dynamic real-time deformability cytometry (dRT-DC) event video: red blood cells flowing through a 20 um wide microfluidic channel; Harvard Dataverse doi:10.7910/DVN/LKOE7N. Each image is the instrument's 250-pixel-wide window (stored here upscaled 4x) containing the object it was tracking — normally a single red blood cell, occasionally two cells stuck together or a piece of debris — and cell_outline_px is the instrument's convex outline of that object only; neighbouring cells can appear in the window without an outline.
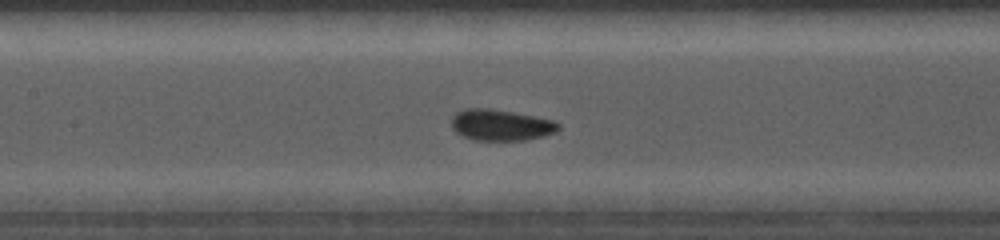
{"species": "common noctule bat (a hibernating species)", "species_latin": "Nyctalus noctula", "temperature_condition": "cold", "stored_images_in_passage": 46, "camera_frame_rate_fps": 5000, "um_per_image_px": 0.085, "animal": {"sex": "female", "body_mass_g": 19.0, "forearm_length_mm": 56.7}, "frame": {"image": 1, "passage_image": 23, "time_ms": 6.2, "image_size_px": [1000, 240], "cell_outline_px": [[560, 128], [556, 132], [544, 136], [524, 140], [476, 140], [464, 136], [456, 132], [452, 128], [452, 116], [456, 112], [464, 108], [488, 108], [512, 112], [552, 120], [560, 124]], "centroid_in_image_um": [42.56, 10.62], "position_along_channel_um": 164.8, "area_um2": 19.31}}
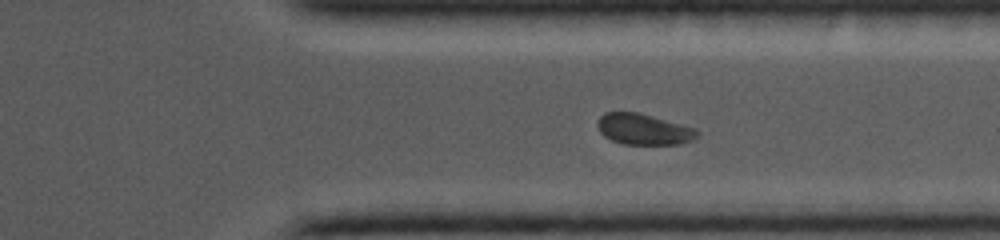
{"frame": {"image": 2, "passage_image": 35, "time_ms": 10.4, "image_size_px": [1000, 240], "cell_outline_px": [[700, 132], [692, 140], [680, 144], [624, 144], [612, 140], [604, 136], [600, 132], [596, 124], [600, 116], [604, 112], [636, 112], [652, 116], [696, 128]], "centroid_in_image_um": [54.69, 10.98], "position_along_channel_um": 356.7, "area_um2": 17.92}}
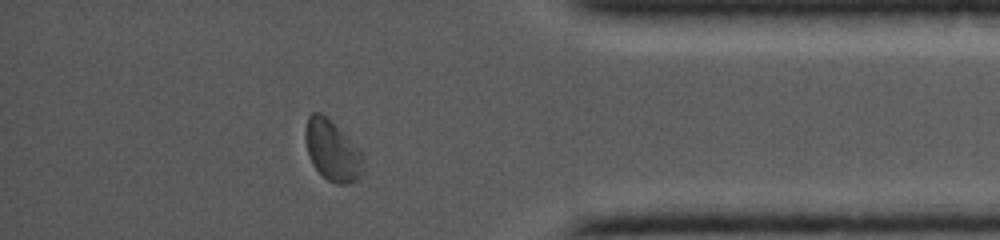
{"frame": {"image": 3, "passage_image": 41, "time_ms": 11.8, "image_size_px": [1000, 240], "cell_outline_px": [[360, 172], [356, 180], [348, 184], [336, 184], [328, 180], [312, 164], [308, 152], [304, 136], [304, 128], [308, 116], [312, 112], [320, 112], [360, 152]], "centroid_in_image_um": [28.14, 12.8], "position_along_channel_um": 407.1, "area_um2": 19.25}}